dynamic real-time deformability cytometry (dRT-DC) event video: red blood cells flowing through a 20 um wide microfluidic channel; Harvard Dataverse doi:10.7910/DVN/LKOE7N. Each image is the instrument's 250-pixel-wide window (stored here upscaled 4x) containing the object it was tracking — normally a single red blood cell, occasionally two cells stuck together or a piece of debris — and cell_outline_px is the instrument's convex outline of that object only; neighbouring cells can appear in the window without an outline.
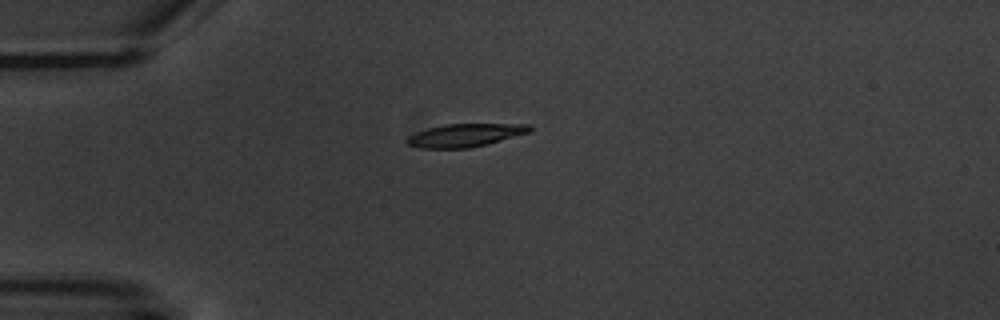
{"species": "common noctule bat (a hibernating species)", "species_latin": "Nyctalus noctula", "temperature_condition": "warm", "stored_images_in_passage": 1, "camera_frame_rate_fps": 3000, "um_per_image_px": 0.085, "animal": {"sex": "male", "body_mass_g": 20.1, "forearm_length_mm": 53.5}, "frame": {"image": 1, "passage_image": 1, "time_ms": 0.0, "image_size_px": [1000, 320], "cell_outline_px": [[532, 132], [488, 144], [468, 148], [420, 148], [408, 144], [404, 140], [408, 136], [416, 132], [428, 128], [444, 124], [532, 124]], "centroid_in_image_um": [39.57, 11.49], "position_along_channel_um": 45.4, "area_um2": 16.65}}